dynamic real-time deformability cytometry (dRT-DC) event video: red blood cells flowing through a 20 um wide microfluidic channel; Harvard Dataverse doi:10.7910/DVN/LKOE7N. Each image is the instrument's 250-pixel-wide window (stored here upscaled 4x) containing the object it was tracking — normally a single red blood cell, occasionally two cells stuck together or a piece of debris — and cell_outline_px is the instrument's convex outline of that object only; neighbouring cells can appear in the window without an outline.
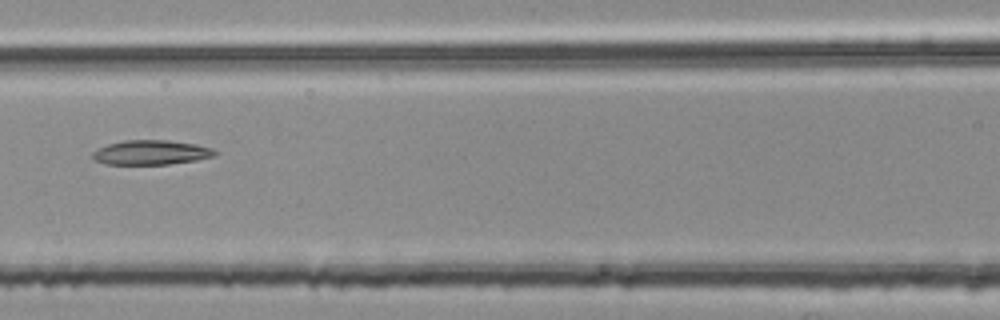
{"species": "common noctule bat (a hibernating species)", "species_latin": "Nyctalus noctula", "temperature_condition": "room temperature", "stored_images_in_passage": 4, "camera_frame_rate_fps": 3000, "um_per_image_px": 0.085, "animal": {"sex": "female", "body_mass_g": 25.1}, "frame": {"image": 1, "passage_image": 4, "time_ms": 1.0, "image_size_px": [1000, 320], "cell_outline_px": [[220, 152], [216, 156], [196, 160], [168, 164], [104, 164], [96, 160], [92, 156], [92, 152], [108, 144], [124, 140], [168, 140], [196, 144], [212, 148]], "centroid_in_image_um": [12.89, 12.96], "position_along_channel_um": 153.7, "area_um2": 17.51}}